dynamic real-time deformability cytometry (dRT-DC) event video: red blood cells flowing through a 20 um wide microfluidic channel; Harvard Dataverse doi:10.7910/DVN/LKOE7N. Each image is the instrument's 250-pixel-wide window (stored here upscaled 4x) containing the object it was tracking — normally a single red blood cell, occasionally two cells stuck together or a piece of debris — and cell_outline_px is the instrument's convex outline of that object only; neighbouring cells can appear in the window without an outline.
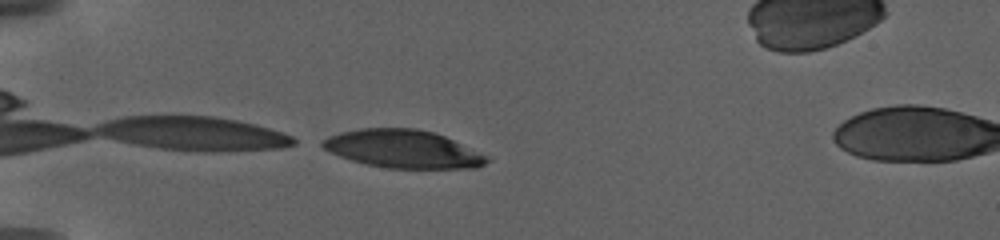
{"species": "human", "species_latin": "Homo sapiens", "temperature_condition": "warm", "stored_images_in_passage": 65, "camera_frame_rate_fps": 3000, "um_per_image_px": 0.085, "donor": {"sex": "female"}, "frame": {"image": 1, "passage_image": 1, "time_ms": 0.0, "image_size_px": [1000, 240], "cell_outline_px": [[492, 160], [476, 168], [388, 168], [368, 164], [352, 160], [340, 156], [324, 148], [320, 144], [320, 140], [328, 136], [340, 132], [360, 128], [416, 128], [432, 132], [444, 136], [488, 156]], "centroid_in_image_um": [34.25, 12.66], "position_along_channel_um": 50.7, "area_um2": 36.18}}
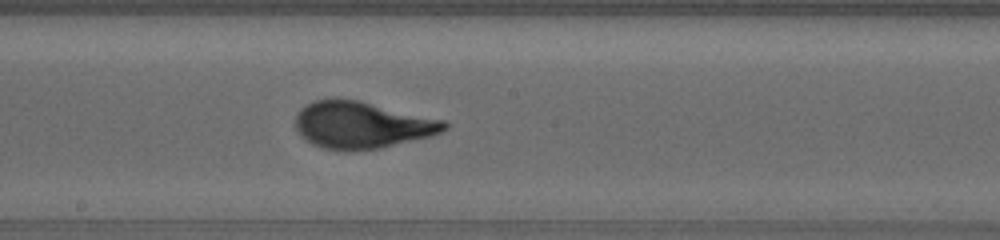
{"frame": {"image": 2, "passage_image": 30, "time_ms": 6.667, "image_size_px": [1000, 240], "cell_outline_px": [[448, 128], [432, 136], [380, 148], [348, 152], [324, 148], [312, 144], [304, 140], [296, 132], [296, 116], [300, 108], [304, 104], [316, 100], [356, 100], [444, 120], [448, 124]], "centroid_in_image_um": [30.72, 10.65], "position_along_channel_um": 217.5, "area_um2": 40.52}}
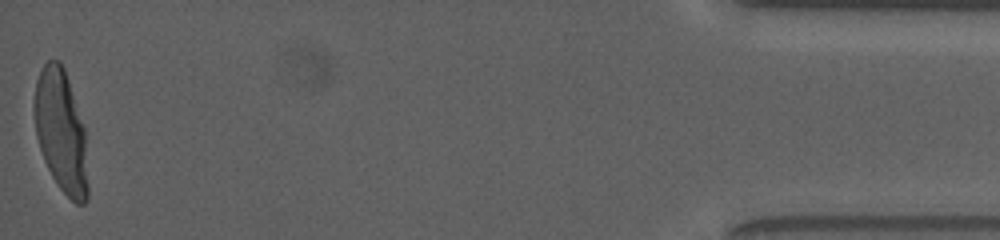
{"frame": {"image": 3, "passage_image": 65, "time_ms": 16.667, "image_size_px": [1000, 240], "cell_outline_px": [[88, 200], [84, 204], [76, 204], [56, 184], [44, 160], [36, 136], [36, 80], [44, 64], [48, 60], [60, 60], [64, 68], [84, 128], [88, 184]], "centroid_in_image_um": [5.21, 11.21], "position_along_channel_um": 430.0, "area_um2": 37.45}, "authors_computed_cell_mechanics": {"area_um2": 39.015, "velocity_mm_per_s": 2.9286, "shape_relaxation_time_tau1_ms": 5.8052, "shape_relaxation_time_tau2_ms": null, "deformation_change_tau1": 0.2518, "deformation_change_tau2": null}}